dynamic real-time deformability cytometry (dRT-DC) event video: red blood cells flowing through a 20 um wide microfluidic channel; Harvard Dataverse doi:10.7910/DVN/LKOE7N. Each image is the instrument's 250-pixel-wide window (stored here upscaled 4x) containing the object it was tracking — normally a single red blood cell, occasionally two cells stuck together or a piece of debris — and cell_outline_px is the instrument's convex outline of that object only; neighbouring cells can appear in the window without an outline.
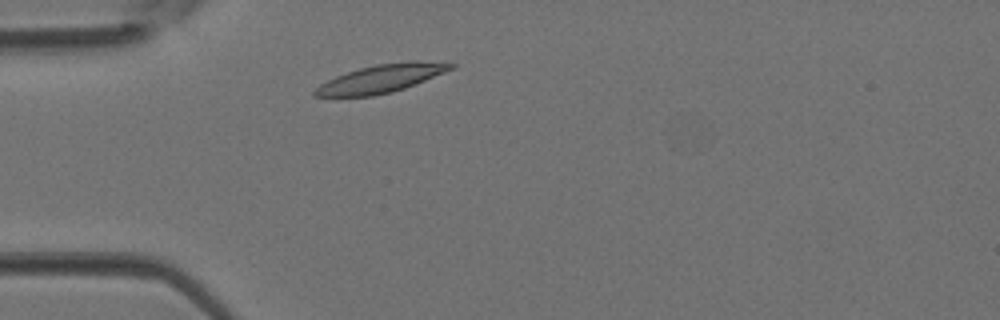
{"species": "Egyptian fruit bat (a non-hibernating species)", "species_latin": "Rousettus aegyptiacus", "temperature_condition": "room temperature", "stored_images_in_passage": 1, "camera_frame_rate_fps": 3000, "um_per_image_px": 0.085, "animal": {"sex": "female"}, "frame": {"image": 1, "passage_image": 1, "time_ms": 0.0, "image_size_px": [1000, 320], "cell_outline_px": [[456, 68], [404, 88], [392, 92], [372, 96], [312, 96], [312, 92], [320, 84], [336, 76], [360, 68], [376, 64], [408, 60], [448, 60], [456, 64]], "centroid_in_image_um": [32.53, 6.64], "position_along_channel_um": 52.5, "area_um2": 22.6}}